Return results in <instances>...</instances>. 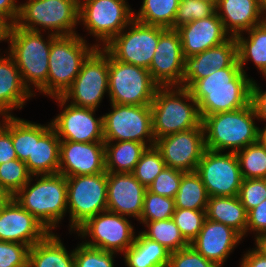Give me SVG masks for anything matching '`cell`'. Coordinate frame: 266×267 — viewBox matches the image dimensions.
Listing matches in <instances>:
<instances>
[{"instance_id":"6f0895ef","label":"cell","mask_w":266,"mask_h":267,"mask_svg":"<svg viewBox=\"0 0 266 267\" xmlns=\"http://www.w3.org/2000/svg\"><path fill=\"white\" fill-rule=\"evenodd\" d=\"M258 140L264 147H266V126L264 129L259 128Z\"/></svg>"},{"instance_id":"60d3db41","label":"cell","mask_w":266,"mask_h":267,"mask_svg":"<svg viewBox=\"0 0 266 267\" xmlns=\"http://www.w3.org/2000/svg\"><path fill=\"white\" fill-rule=\"evenodd\" d=\"M206 210L175 208L172 219L184 239L190 244L199 234L206 220Z\"/></svg>"},{"instance_id":"8992f818","label":"cell","mask_w":266,"mask_h":267,"mask_svg":"<svg viewBox=\"0 0 266 267\" xmlns=\"http://www.w3.org/2000/svg\"><path fill=\"white\" fill-rule=\"evenodd\" d=\"M48 37V41L45 42L41 32L26 30L16 24L10 27L9 54L13 57L23 82L29 89L30 82L38 90L47 83L50 48L56 35L51 33Z\"/></svg>"},{"instance_id":"11a10c76","label":"cell","mask_w":266,"mask_h":267,"mask_svg":"<svg viewBox=\"0 0 266 267\" xmlns=\"http://www.w3.org/2000/svg\"><path fill=\"white\" fill-rule=\"evenodd\" d=\"M12 198V196L0 185V209Z\"/></svg>"},{"instance_id":"f6af8a7d","label":"cell","mask_w":266,"mask_h":267,"mask_svg":"<svg viewBox=\"0 0 266 267\" xmlns=\"http://www.w3.org/2000/svg\"><path fill=\"white\" fill-rule=\"evenodd\" d=\"M238 198L247 212L258 206L266 199V179H243Z\"/></svg>"},{"instance_id":"ffe728a7","label":"cell","mask_w":266,"mask_h":267,"mask_svg":"<svg viewBox=\"0 0 266 267\" xmlns=\"http://www.w3.org/2000/svg\"><path fill=\"white\" fill-rule=\"evenodd\" d=\"M50 232L13 197L0 209V240L30 248Z\"/></svg>"},{"instance_id":"603a6c76","label":"cell","mask_w":266,"mask_h":267,"mask_svg":"<svg viewBox=\"0 0 266 267\" xmlns=\"http://www.w3.org/2000/svg\"><path fill=\"white\" fill-rule=\"evenodd\" d=\"M176 30L181 38L184 58L218 46L230 38L217 11L207 18L194 20Z\"/></svg>"},{"instance_id":"836d02e7","label":"cell","mask_w":266,"mask_h":267,"mask_svg":"<svg viewBox=\"0 0 266 267\" xmlns=\"http://www.w3.org/2000/svg\"><path fill=\"white\" fill-rule=\"evenodd\" d=\"M180 0H143L140 12L134 20L145 25L173 29Z\"/></svg>"},{"instance_id":"91938a15","label":"cell","mask_w":266,"mask_h":267,"mask_svg":"<svg viewBox=\"0 0 266 267\" xmlns=\"http://www.w3.org/2000/svg\"><path fill=\"white\" fill-rule=\"evenodd\" d=\"M203 1L212 2V3H214L215 5H217V3H218V0H203Z\"/></svg>"},{"instance_id":"5b68a950","label":"cell","mask_w":266,"mask_h":267,"mask_svg":"<svg viewBox=\"0 0 266 267\" xmlns=\"http://www.w3.org/2000/svg\"><path fill=\"white\" fill-rule=\"evenodd\" d=\"M99 46L88 47L79 35L56 36L51 43L47 83L39 90L62 96L79 74L83 62Z\"/></svg>"},{"instance_id":"9f6ffc18","label":"cell","mask_w":266,"mask_h":267,"mask_svg":"<svg viewBox=\"0 0 266 267\" xmlns=\"http://www.w3.org/2000/svg\"><path fill=\"white\" fill-rule=\"evenodd\" d=\"M256 247L266 255V236H262L256 239Z\"/></svg>"},{"instance_id":"6da1fadb","label":"cell","mask_w":266,"mask_h":267,"mask_svg":"<svg viewBox=\"0 0 266 267\" xmlns=\"http://www.w3.org/2000/svg\"><path fill=\"white\" fill-rule=\"evenodd\" d=\"M252 79L241 71L238 59L228 68L197 80L188 90L205 116L234 111L251 103Z\"/></svg>"},{"instance_id":"83f0119b","label":"cell","mask_w":266,"mask_h":267,"mask_svg":"<svg viewBox=\"0 0 266 267\" xmlns=\"http://www.w3.org/2000/svg\"><path fill=\"white\" fill-rule=\"evenodd\" d=\"M206 217L236 230L242 237L246 234L247 211L238 196L209 197Z\"/></svg>"},{"instance_id":"8d00e7d4","label":"cell","mask_w":266,"mask_h":267,"mask_svg":"<svg viewBox=\"0 0 266 267\" xmlns=\"http://www.w3.org/2000/svg\"><path fill=\"white\" fill-rule=\"evenodd\" d=\"M11 137L17 159L25 162L34 149V123L11 115Z\"/></svg>"},{"instance_id":"7a4b0ae2","label":"cell","mask_w":266,"mask_h":267,"mask_svg":"<svg viewBox=\"0 0 266 267\" xmlns=\"http://www.w3.org/2000/svg\"><path fill=\"white\" fill-rule=\"evenodd\" d=\"M255 109L248 106L229 112L205 116L202 119L206 149L212 151L231 148V152L258 141L259 128L255 125Z\"/></svg>"},{"instance_id":"681fc988","label":"cell","mask_w":266,"mask_h":267,"mask_svg":"<svg viewBox=\"0 0 266 267\" xmlns=\"http://www.w3.org/2000/svg\"><path fill=\"white\" fill-rule=\"evenodd\" d=\"M248 230L258 233L256 239L266 236V199L247 212L246 233Z\"/></svg>"},{"instance_id":"52a82bcc","label":"cell","mask_w":266,"mask_h":267,"mask_svg":"<svg viewBox=\"0 0 266 267\" xmlns=\"http://www.w3.org/2000/svg\"><path fill=\"white\" fill-rule=\"evenodd\" d=\"M77 22H80L79 0H29L20 4L15 24L36 32H40L36 27L40 25L50 29L53 35L66 36L76 35L73 29Z\"/></svg>"},{"instance_id":"4316f807","label":"cell","mask_w":266,"mask_h":267,"mask_svg":"<svg viewBox=\"0 0 266 267\" xmlns=\"http://www.w3.org/2000/svg\"><path fill=\"white\" fill-rule=\"evenodd\" d=\"M33 95L24 84L21 73L13 57L0 58V113L3 116L14 108H22L25 100Z\"/></svg>"},{"instance_id":"f546056e","label":"cell","mask_w":266,"mask_h":267,"mask_svg":"<svg viewBox=\"0 0 266 267\" xmlns=\"http://www.w3.org/2000/svg\"><path fill=\"white\" fill-rule=\"evenodd\" d=\"M170 253L164 246L141 232L124 252V258L128 267H168Z\"/></svg>"},{"instance_id":"b9f144b4","label":"cell","mask_w":266,"mask_h":267,"mask_svg":"<svg viewBox=\"0 0 266 267\" xmlns=\"http://www.w3.org/2000/svg\"><path fill=\"white\" fill-rule=\"evenodd\" d=\"M216 12V5L203 0H180L176 12L173 29L190 23L194 20L207 18Z\"/></svg>"},{"instance_id":"7402d4cb","label":"cell","mask_w":266,"mask_h":267,"mask_svg":"<svg viewBox=\"0 0 266 267\" xmlns=\"http://www.w3.org/2000/svg\"><path fill=\"white\" fill-rule=\"evenodd\" d=\"M237 59V41L232 36L218 46L185 57L182 87L189 89L197 80L230 67Z\"/></svg>"},{"instance_id":"44dd1931","label":"cell","mask_w":266,"mask_h":267,"mask_svg":"<svg viewBox=\"0 0 266 267\" xmlns=\"http://www.w3.org/2000/svg\"><path fill=\"white\" fill-rule=\"evenodd\" d=\"M146 190L133 173L107 172V210L139 220Z\"/></svg>"},{"instance_id":"ab89813d","label":"cell","mask_w":266,"mask_h":267,"mask_svg":"<svg viewBox=\"0 0 266 267\" xmlns=\"http://www.w3.org/2000/svg\"><path fill=\"white\" fill-rule=\"evenodd\" d=\"M25 162L19 159L0 164V185L13 197L30 179Z\"/></svg>"},{"instance_id":"4fadbf2b","label":"cell","mask_w":266,"mask_h":267,"mask_svg":"<svg viewBox=\"0 0 266 267\" xmlns=\"http://www.w3.org/2000/svg\"><path fill=\"white\" fill-rule=\"evenodd\" d=\"M131 30H123L103 47L114 59L149 70L159 42V26L132 20Z\"/></svg>"},{"instance_id":"3957f363","label":"cell","mask_w":266,"mask_h":267,"mask_svg":"<svg viewBox=\"0 0 266 267\" xmlns=\"http://www.w3.org/2000/svg\"><path fill=\"white\" fill-rule=\"evenodd\" d=\"M175 88H177L176 91ZM175 88L172 89L171 86L158 87L150 104L155 140L169 134L199 127L202 124L198 103L190 91L182 86ZM181 97L193 104L186 103Z\"/></svg>"},{"instance_id":"4dcf8cb0","label":"cell","mask_w":266,"mask_h":267,"mask_svg":"<svg viewBox=\"0 0 266 267\" xmlns=\"http://www.w3.org/2000/svg\"><path fill=\"white\" fill-rule=\"evenodd\" d=\"M147 144L135 141L104 142L105 168L110 173H132Z\"/></svg>"},{"instance_id":"277c9868","label":"cell","mask_w":266,"mask_h":267,"mask_svg":"<svg viewBox=\"0 0 266 267\" xmlns=\"http://www.w3.org/2000/svg\"><path fill=\"white\" fill-rule=\"evenodd\" d=\"M32 180L30 177L13 198L50 232L68 209L67 177L60 173L44 174L29 187Z\"/></svg>"},{"instance_id":"d6986e66","label":"cell","mask_w":266,"mask_h":267,"mask_svg":"<svg viewBox=\"0 0 266 267\" xmlns=\"http://www.w3.org/2000/svg\"><path fill=\"white\" fill-rule=\"evenodd\" d=\"M106 172L104 142L60 141L59 172L65 177Z\"/></svg>"},{"instance_id":"5bb4252c","label":"cell","mask_w":266,"mask_h":267,"mask_svg":"<svg viewBox=\"0 0 266 267\" xmlns=\"http://www.w3.org/2000/svg\"><path fill=\"white\" fill-rule=\"evenodd\" d=\"M133 230L125 216L106 210L87 219L76 232L83 237L88 234L92 237V241L83 243L86 246L124 253L134 243Z\"/></svg>"},{"instance_id":"ee69618b","label":"cell","mask_w":266,"mask_h":267,"mask_svg":"<svg viewBox=\"0 0 266 267\" xmlns=\"http://www.w3.org/2000/svg\"><path fill=\"white\" fill-rule=\"evenodd\" d=\"M183 173L184 171L165 167L147 189L154 194L175 198Z\"/></svg>"},{"instance_id":"db71d44e","label":"cell","mask_w":266,"mask_h":267,"mask_svg":"<svg viewBox=\"0 0 266 267\" xmlns=\"http://www.w3.org/2000/svg\"><path fill=\"white\" fill-rule=\"evenodd\" d=\"M11 24L0 16V41L8 40Z\"/></svg>"},{"instance_id":"8fae6325","label":"cell","mask_w":266,"mask_h":267,"mask_svg":"<svg viewBox=\"0 0 266 267\" xmlns=\"http://www.w3.org/2000/svg\"><path fill=\"white\" fill-rule=\"evenodd\" d=\"M134 19L125 0H79V21L104 47Z\"/></svg>"},{"instance_id":"f35d334b","label":"cell","mask_w":266,"mask_h":267,"mask_svg":"<svg viewBox=\"0 0 266 267\" xmlns=\"http://www.w3.org/2000/svg\"><path fill=\"white\" fill-rule=\"evenodd\" d=\"M174 198L161 196L146 190L140 222L160 221L173 217Z\"/></svg>"},{"instance_id":"d590c367","label":"cell","mask_w":266,"mask_h":267,"mask_svg":"<svg viewBox=\"0 0 266 267\" xmlns=\"http://www.w3.org/2000/svg\"><path fill=\"white\" fill-rule=\"evenodd\" d=\"M243 179H266V147L259 140L236 152Z\"/></svg>"},{"instance_id":"f5cc1de1","label":"cell","mask_w":266,"mask_h":267,"mask_svg":"<svg viewBox=\"0 0 266 267\" xmlns=\"http://www.w3.org/2000/svg\"><path fill=\"white\" fill-rule=\"evenodd\" d=\"M241 267H266V255L256 247L244 255Z\"/></svg>"},{"instance_id":"1f68e13d","label":"cell","mask_w":266,"mask_h":267,"mask_svg":"<svg viewBox=\"0 0 266 267\" xmlns=\"http://www.w3.org/2000/svg\"><path fill=\"white\" fill-rule=\"evenodd\" d=\"M248 39L237 35V56L241 71L245 73L244 64L251 59L266 77V19L247 31Z\"/></svg>"},{"instance_id":"f1b7e54d","label":"cell","mask_w":266,"mask_h":267,"mask_svg":"<svg viewBox=\"0 0 266 267\" xmlns=\"http://www.w3.org/2000/svg\"><path fill=\"white\" fill-rule=\"evenodd\" d=\"M29 267H74V250L68 254L52 231L29 250Z\"/></svg>"},{"instance_id":"ba28073f","label":"cell","mask_w":266,"mask_h":267,"mask_svg":"<svg viewBox=\"0 0 266 267\" xmlns=\"http://www.w3.org/2000/svg\"><path fill=\"white\" fill-rule=\"evenodd\" d=\"M106 91H109V53L104 48H96L66 92L53 98L62 107L71 98V105L96 109Z\"/></svg>"},{"instance_id":"d6a6232c","label":"cell","mask_w":266,"mask_h":267,"mask_svg":"<svg viewBox=\"0 0 266 267\" xmlns=\"http://www.w3.org/2000/svg\"><path fill=\"white\" fill-rule=\"evenodd\" d=\"M209 195L196 171L184 172L174 198L175 208L206 210Z\"/></svg>"},{"instance_id":"30bf717a","label":"cell","mask_w":266,"mask_h":267,"mask_svg":"<svg viewBox=\"0 0 266 267\" xmlns=\"http://www.w3.org/2000/svg\"><path fill=\"white\" fill-rule=\"evenodd\" d=\"M67 206L71 230L107 210V172L67 177Z\"/></svg>"},{"instance_id":"ac0fdd59","label":"cell","mask_w":266,"mask_h":267,"mask_svg":"<svg viewBox=\"0 0 266 267\" xmlns=\"http://www.w3.org/2000/svg\"><path fill=\"white\" fill-rule=\"evenodd\" d=\"M64 109L51 121V126L60 140L82 143L104 142L103 116L94 118L96 109L71 104Z\"/></svg>"},{"instance_id":"f907efd6","label":"cell","mask_w":266,"mask_h":267,"mask_svg":"<svg viewBox=\"0 0 266 267\" xmlns=\"http://www.w3.org/2000/svg\"><path fill=\"white\" fill-rule=\"evenodd\" d=\"M251 103L255 109L257 118L266 121V91L262 92L260 87L252 80Z\"/></svg>"},{"instance_id":"9a60e30c","label":"cell","mask_w":266,"mask_h":267,"mask_svg":"<svg viewBox=\"0 0 266 267\" xmlns=\"http://www.w3.org/2000/svg\"><path fill=\"white\" fill-rule=\"evenodd\" d=\"M196 172L202 179L209 197L238 196L243 178L236 153L206 149Z\"/></svg>"},{"instance_id":"2e32d148","label":"cell","mask_w":266,"mask_h":267,"mask_svg":"<svg viewBox=\"0 0 266 267\" xmlns=\"http://www.w3.org/2000/svg\"><path fill=\"white\" fill-rule=\"evenodd\" d=\"M154 145L161 153L166 167L184 172L196 171L206 150L203 124L158 138Z\"/></svg>"},{"instance_id":"e575fe53","label":"cell","mask_w":266,"mask_h":267,"mask_svg":"<svg viewBox=\"0 0 266 267\" xmlns=\"http://www.w3.org/2000/svg\"><path fill=\"white\" fill-rule=\"evenodd\" d=\"M146 224L148 231L142 232L147 238L158 242L170 252L188 247L190 244L184 239L172 218L160 221L141 222Z\"/></svg>"},{"instance_id":"680465c9","label":"cell","mask_w":266,"mask_h":267,"mask_svg":"<svg viewBox=\"0 0 266 267\" xmlns=\"http://www.w3.org/2000/svg\"><path fill=\"white\" fill-rule=\"evenodd\" d=\"M259 9L262 15L266 13V0H259ZM264 19H266V17H264Z\"/></svg>"},{"instance_id":"7c38bea8","label":"cell","mask_w":266,"mask_h":267,"mask_svg":"<svg viewBox=\"0 0 266 267\" xmlns=\"http://www.w3.org/2000/svg\"><path fill=\"white\" fill-rule=\"evenodd\" d=\"M112 112L103 115L104 142L135 141L154 146L152 113L150 105L113 104Z\"/></svg>"},{"instance_id":"74e56055","label":"cell","mask_w":266,"mask_h":267,"mask_svg":"<svg viewBox=\"0 0 266 267\" xmlns=\"http://www.w3.org/2000/svg\"><path fill=\"white\" fill-rule=\"evenodd\" d=\"M165 167L162 155L154 145L147 147L143 152L132 173L144 187L148 188Z\"/></svg>"},{"instance_id":"c3c4849f","label":"cell","mask_w":266,"mask_h":267,"mask_svg":"<svg viewBox=\"0 0 266 267\" xmlns=\"http://www.w3.org/2000/svg\"><path fill=\"white\" fill-rule=\"evenodd\" d=\"M3 120L4 123H0V164L17 159L11 137V116H4Z\"/></svg>"},{"instance_id":"816d5d0a","label":"cell","mask_w":266,"mask_h":267,"mask_svg":"<svg viewBox=\"0 0 266 267\" xmlns=\"http://www.w3.org/2000/svg\"><path fill=\"white\" fill-rule=\"evenodd\" d=\"M15 2L16 0H0V16L8 20L11 25L16 23L20 11V5Z\"/></svg>"},{"instance_id":"d4e9b609","label":"cell","mask_w":266,"mask_h":267,"mask_svg":"<svg viewBox=\"0 0 266 267\" xmlns=\"http://www.w3.org/2000/svg\"><path fill=\"white\" fill-rule=\"evenodd\" d=\"M60 141L51 123L47 126L34 123L33 154L25 161L32 176L59 172Z\"/></svg>"},{"instance_id":"bcb514c9","label":"cell","mask_w":266,"mask_h":267,"mask_svg":"<svg viewBox=\"0 0 266 267\" xmlns=\"http://www.w3.org/2000/svg\"><path fill=\"white\" fill-rule=\"evenodd\" d=\"M30 247L0 240V267H23L28 264Z\"/></svg>"},{"instance_id":"cb8c5ba5","label":"cell","mask_w":266,"mask_h":267,"mask_svg":"<svg viewBox=\"0 0 266 267\" xmlns=\"http://www.w3.org/2000/svg\"><path fill=\"white\" fill-rule=\"evenodd\" d=\"M241 239L242 236L232 227L206 218L190 245L207 260L221 266Z\"/></svg>"},{"instance_id":"484cf974","label":"cell","mask_w":266,"mask_h":267,"mask_svg":"<svg viewBox=\"0 0 266 267\" xmlns=\"http://www.w3.org/2000/svg\"><path fill=\"white\" fill-rule=\"evenodd\" d=\"M218 10L223 12L219 13ZM216 11L225 31L232 32V37H236L242 31H248L265 20L261 16L259 0H218Z\"/></svg>"},{"instance_id":"7dc6e473","label":"cell","mask_w":266,"mask_h":267,"mask_svg":"<svg viewBox=\"0 0 266 267\" xmlns=\"http://www.w3.org/2000/svg\"><path fill=\"white\" fill-rule=\"evenodd\" d=\"M168 267H221L207 260L191 245L170 253Z\"/></svg>"},{"instance_id":"e0dca14e","label":"cell","mask_w":266,"mask_h":267,"mask_svg":"<svg viewBox=\"0 0 266 267\" xmlns=\"http://www.w3.org/2000/svg\"><path fill=\"white\" fill-rule=\"evenodd\" d=\"M184 62L178 31L159 26V42L149 67L152 80L159 87L182 86Z\"/></svg>"},{"instance_id":"7bdbcfd3","label":"cell","mask_w":266,"mask_h":267,"mask_svg":"<svg viewBox=\"0 0 266 267\" xmlns=\"http://www.w3.org/2000/svg\"><path fill=\"white\" fill-rule=\"evenodd\" d=\"M113 254L81 243L74 250V267H114Z\"/></svg>"},{"instance_id":"9c48e42d","label":"cell","mask_w":266,"mask_h":267,"mask_svg":"<svg viewBox=\"0 0 266 267\" xmlns=\"http://www.w3.org/2000/svg\"><path fill=\"white\" fill-rule=\"evenodd\" d=\"M159 86L148 69L120 62L109 54V96L113 104L150 105Z\"/></svg>"}]
</instances>
